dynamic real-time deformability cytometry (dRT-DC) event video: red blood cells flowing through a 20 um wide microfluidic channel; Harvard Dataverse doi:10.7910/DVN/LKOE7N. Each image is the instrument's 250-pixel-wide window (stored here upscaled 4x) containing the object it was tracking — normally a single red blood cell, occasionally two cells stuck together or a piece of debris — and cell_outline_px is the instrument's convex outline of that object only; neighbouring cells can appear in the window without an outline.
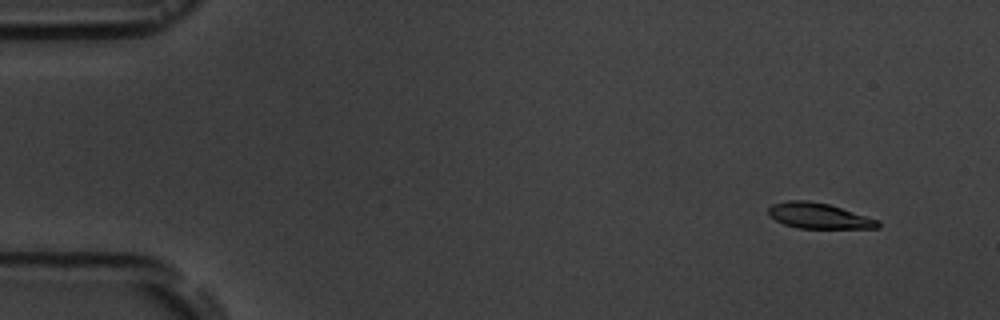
{"species": "common noctule bat (a hibernating species)", "species_latin": "Nyctalus noctula", "temperature_condition": "room temperature", "stored_images_in_passage": 9, "camera_frame_rate_fps": 3000, "um_per_image_px": 0.085, "animal": {"sex": "male", "body_mass_g": 19.5, "forearm_length_mm": 54.6}, "frame": {"image": 1, "passage_image": 2, "time_ms": 1.333, "image_size_px": [1000, 320], "cell_outline_px": [[880, 228], [796, 228], [784, 224], [768, 216], [768, 208], [772, 204], [788, 200], [808, 200], [828, 204], [880, 220]], "centroid_in_image_um": [69.58, 18.34], "position_along_channel_um": 15.4, "area_um2": 16.36}}
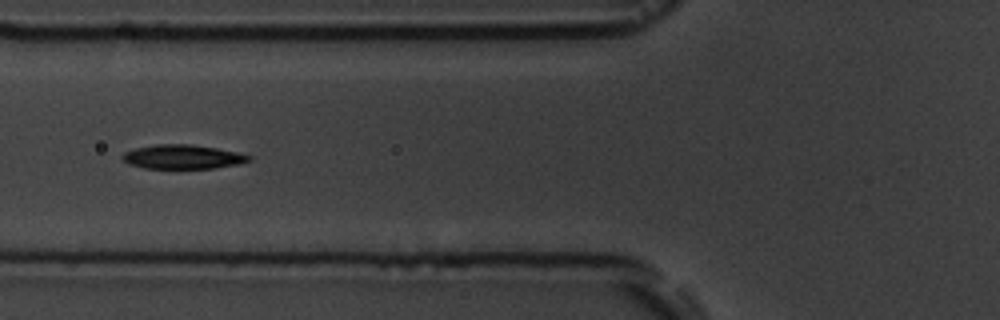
{"frame": {"image": 2, "passage_image": 7, "time_ms": 7.0, "image_size_px": [1000, 320], "cell_outline_px": [[252, 160], [240, 164], [216, 168], [144, 168], [128, 164], [120, 156], [124, 152], [136, 148], [156, 144], [188, 144], [216, 148], [236, 152], [252, 156]], "centroid_in_image_um": [15.54, 13.33], "position_along_channel_um": 110.3, "area_um2": 17.8}}
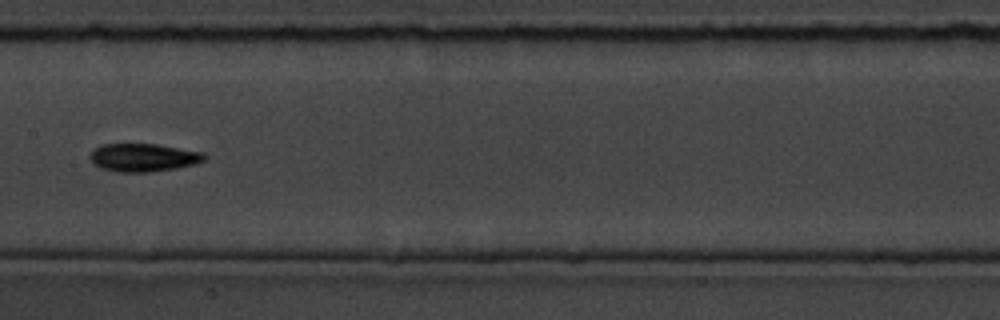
{"frame": {"image": 3, "passage_image": 9, "time_ms": 9.333, "image_size_px": [1000, 320], "cell_outline_px": [[208, 156], [204, 160], [196, 164], [176, 168], [152, 172], [116, 172], [100, 168], [88, 156], [92, 148], [100, 144], [156, 144], [204, 152]], "centroid_in_image_um": [12.18, 13.39], "position_along_channel_um": 195.2, "area_um2": 18.96}}